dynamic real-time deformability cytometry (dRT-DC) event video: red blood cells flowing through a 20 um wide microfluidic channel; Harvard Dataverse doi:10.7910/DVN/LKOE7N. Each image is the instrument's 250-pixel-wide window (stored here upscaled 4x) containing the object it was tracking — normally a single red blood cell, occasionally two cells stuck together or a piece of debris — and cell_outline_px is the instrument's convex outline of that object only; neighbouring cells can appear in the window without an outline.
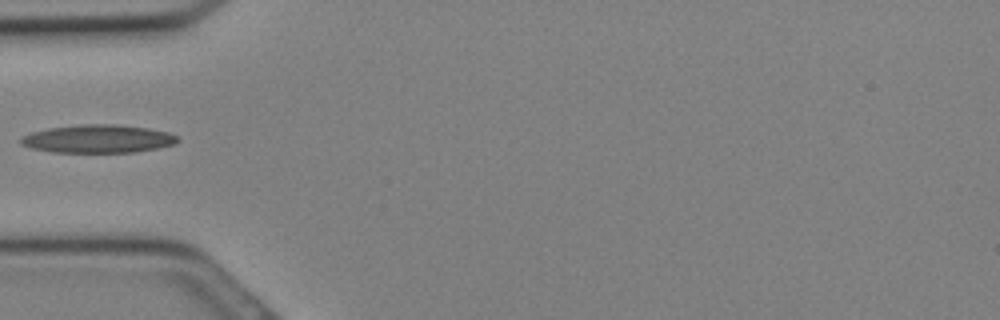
{"species": "Egyptian fruit bat (a non-hibernating species)", "species_latin": "Rousettus aegyptiacus", "temperature_condition": "cold", "stored_images_in_passage": 6, "camera_frame_rate_fps": 3000, "um_per_image_px": 0.085, "animal": {"sex": "female"}, "frame": {"image": 1, "passage_image": 5, "time_ms": 1.333, "image_size_px": [1000, 320], "cell_outline_px": [[180, 140], [176, 144], [136, 152], [52, 152], [32, 148], [20, 144], [20, 136], [32, 132], [48, 128], [80, 124], [116, 124], [148, 128], [168, 132], [176, 136]], "centroid_in_image_um": [8.32, 11.79], "position_along_channel_um": 76.7, "area_um2": 25.78}}